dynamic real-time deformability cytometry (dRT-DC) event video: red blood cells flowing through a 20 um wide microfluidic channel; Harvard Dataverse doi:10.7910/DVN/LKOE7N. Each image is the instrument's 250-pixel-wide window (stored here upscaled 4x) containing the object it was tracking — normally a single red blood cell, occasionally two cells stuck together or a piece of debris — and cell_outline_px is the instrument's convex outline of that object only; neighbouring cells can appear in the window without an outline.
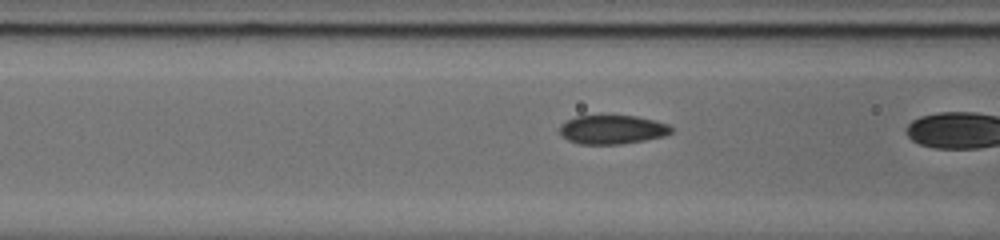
{"species": "common noctule bat (a hibernating species)", "species_latin": "Nyctalus noctula", "temperature_condition": "cold", "stored_images_in_passage": 9, "camera_frame_rate_fps": 3000, "um_per_image_px": 0.085, "animal": {"sex": "male", "body_mass_g": 20.0, "forearm_length_mm": 53.3}, "frame": {"image": 1, "passage_image": 8, "time_ms": 2.333, "image_size_px": [1000, 240], "cell_outline_px": [[672, 132], [664, 136], [644, 140], [620, 144], [580, 144], [568, 140], [560, 132], [560, 124], [576, 116], [600, 112], [636, 116], [656, 120], [668, 124], [672, 128]], "centroid_in_image_um": [52.03, 10.96], "position_along_channel_um": 114.6, "area_um2": 19.54}}